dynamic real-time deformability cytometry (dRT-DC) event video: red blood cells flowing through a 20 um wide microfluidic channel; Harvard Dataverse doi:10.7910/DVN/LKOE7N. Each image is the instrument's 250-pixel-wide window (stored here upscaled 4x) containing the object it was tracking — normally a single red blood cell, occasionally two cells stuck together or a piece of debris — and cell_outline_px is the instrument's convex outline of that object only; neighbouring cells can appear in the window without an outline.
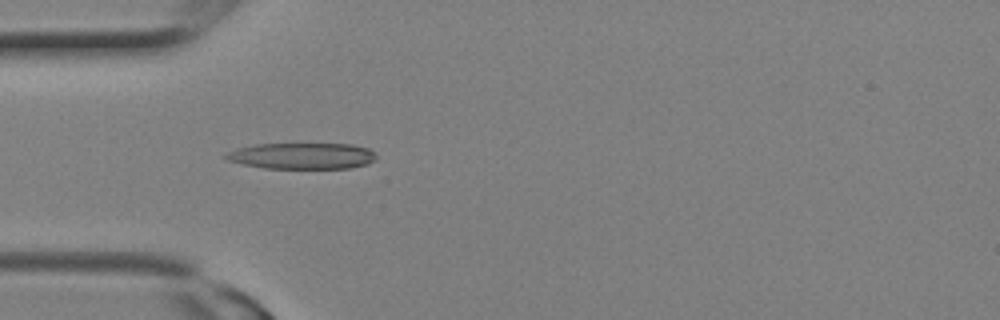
{"species": "Egyptian fruit bat (a non-hibernating species)", "species_latin": "Rousettus aegyptiacus", "temperature_condition": "room temperature", "stored_images_in_passage": 6, "camera_frame_rate_fps": 3000, "um_per_image_px": 0.085, "animal": {"sex": "female"}, "frame": {"image": 1, "passage_image": 6, "time_ms": 1.667, "image_size_px": [1000, 320], "cell_outline_px": [[376, 160], [368, 164], [348, 168], [264, 168], [244, 164], [228, 160], [220, 156], [228, 152], [240, 148], [256, 144], [352, 144], [368, 148], [376, 152]], "centroid_in_image_um": [25.72, 13.25], "position_along_channel_um": 59.3, "area_um2": 22.95}}